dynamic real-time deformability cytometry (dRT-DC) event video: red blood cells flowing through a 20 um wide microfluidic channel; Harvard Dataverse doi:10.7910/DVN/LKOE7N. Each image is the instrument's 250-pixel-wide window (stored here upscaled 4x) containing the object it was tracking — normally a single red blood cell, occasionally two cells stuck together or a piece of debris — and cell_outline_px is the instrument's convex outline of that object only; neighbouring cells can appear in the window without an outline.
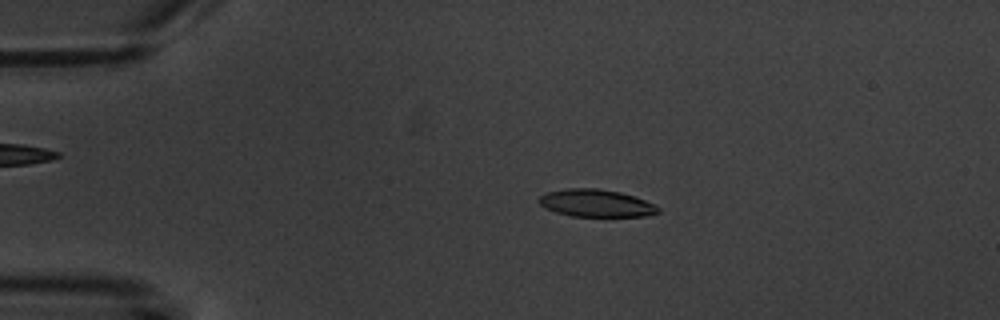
{"species": "common noctule bat (a hibernating species)", "species_latin": "Nyctalus noctula", "temperature_condition": "warm", "stored_images_in_passage": 8, "camera_frame_rate_fps": 3000, "um_per_image_px": 0.085, "animal": {"sex": "male", "body_mass_g": 20.1, "forearm_length_mm": 53.5}, "frame": {"image": 1, "passage_image": 3, "time_ms": 2.333, "image_size_px": [1000, 320], "cell_outline_px": [[660, 212], [648, 216], [572, 216], [556, 212], [540, 204], [536, 200], [540, 196], [548, 192], [568, 188], [596, 188], [620, 192], [656, 204], [660, 208]], "centroid_in_image_um": [50.69, 17.27], "position_along_channel_um": 34.3, "area_um2": 18.96}}
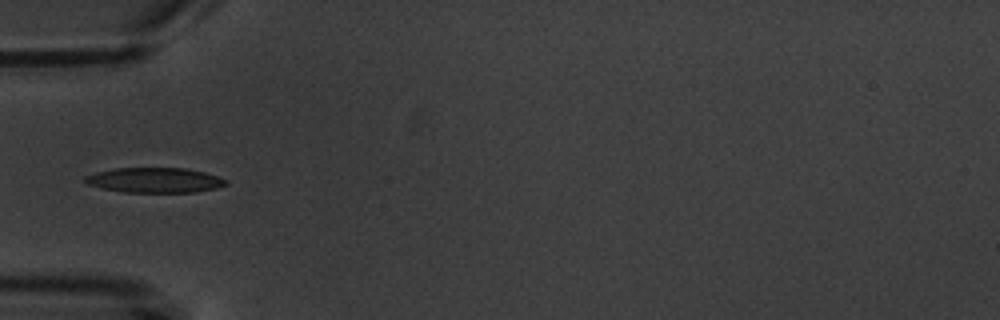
{"frame": {"image": 2, "passage_image": 5, "time_ms": 4.667, "image_size_px": [1000, 320], "cell_outline_px": [[228, 184], [216, 188], [196, 192], [124, 192], [104, 188], [88, 184], [84, 180], [84, 176], [96, 172], [116, 168], [184, 168], [204, 172], [220, 176]], "centroid_in_image_um": [13.16, 15.31], "position_along_channel_um": 71.8, "area_um2": 20.4}}
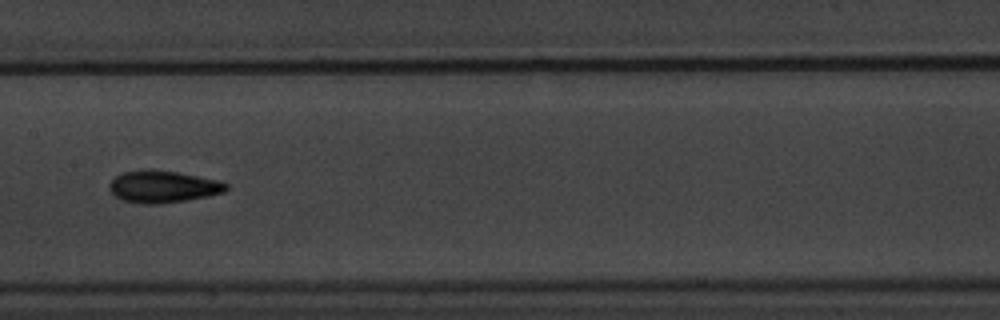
{"frame": {"image": 3, "passage_image": 8, "time_ms": 8.0, "image_size_px": [1000, 320], "cell_outline_px": [[228, 188], [224, 192], [208, 196], [160, 204], [144, 204], [124, 200], [116, 196], [108, 188], [108, 184], [116, 176], [124, 172], [148, 168], [176, 172], [220, 180], [228, 184]], "centroid_in_image_um": [13.86, 15.85], "position_along_channel_um": 193.5, "area_um2": 21.79}}